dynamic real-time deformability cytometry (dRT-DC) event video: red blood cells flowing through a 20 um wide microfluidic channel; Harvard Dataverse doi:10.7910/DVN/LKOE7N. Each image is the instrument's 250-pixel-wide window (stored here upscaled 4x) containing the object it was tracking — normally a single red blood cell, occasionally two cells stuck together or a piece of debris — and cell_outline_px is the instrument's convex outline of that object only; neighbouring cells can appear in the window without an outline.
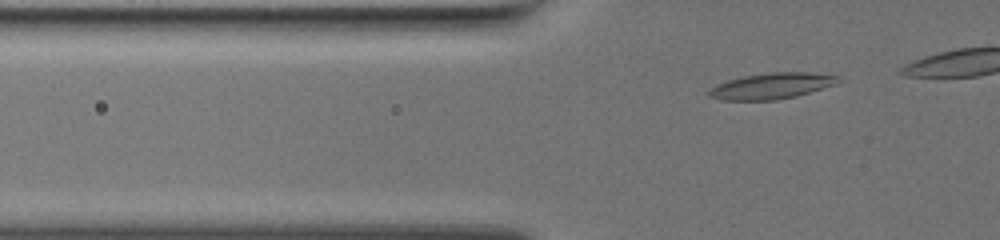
{"species": "common noctule bat (a hibernating species)", "species_latin": "Nyctalus noctula", "temperature_condition": "warm", "stored_images_in_passage": 20, "camera_frame_rate_fps": 3000, "um_per_image_px": 0.085, "animal": {"sex": "female", "body_mass_g": 19.5, "forearm_length_mm": 54.1}, "frame": {"image": 1, "passage_image": 4, "time_ms": 1.0, "image_size_px": [1000, 240], "cell_outline_px": [[840, 80], [836, 84], [796, 96], [776, 100], [724, 100], [708, 96], [708, 92], [716, 84], [728, 80], [744, 76], [768, 72], [808, 72], [840, 76]], "centroid_in_image_um": [65.6, 7.3], "position_along_channel_um": 60.2, "area_um2": 19.48}}
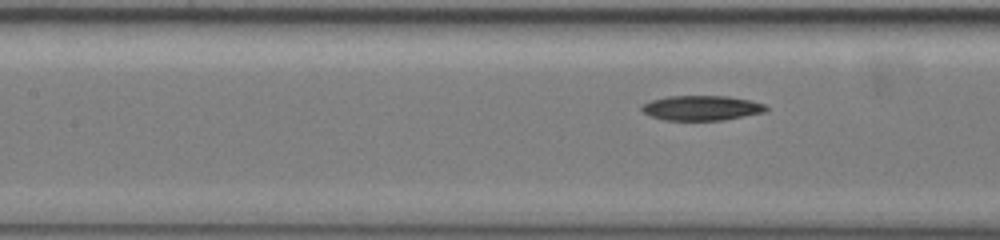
{"frame": {"image": 2, "passage_image": 13, "time_ms": 4.0, "image_size_px": [1000, 240], "cell_outline_px": [[768, 108], [764, 112], [724, 120], [664, 120], [652, 116], [644, 112], [640, 108], [640, 104], [652, 100], [668, 96], [728, 96], [752, 100], [764, 104]], "centroid_in_image_um": [59.63, 9.17], "position_along_channel_um": 147.8, "area_um2": 18.03}}
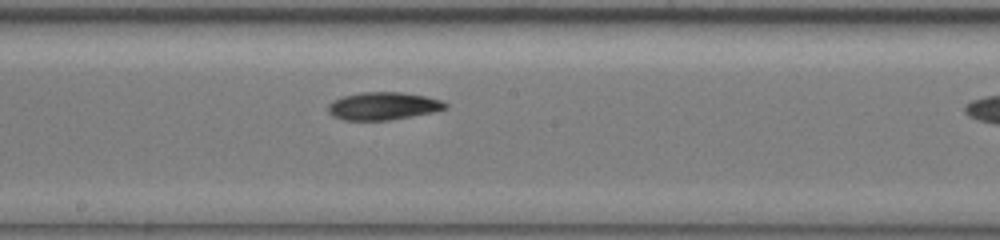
{"frame": {"image": 3, "passage_image": 19, "time_ms": 6.0, "image_size_px": [1000, 240], "cell_outline_px": [[448, 108], [432, 112], [412, 116], [388, 120], [344, 120], [332, 116], [328, 112], [328, 104], [332, 100], [344, 96], [360, 92], [400, 92], [424, 96], [440, 100], [448, 104]], "centroid_in_image_um": [32.54, 9.01], "position_along_channel_um": 215.7, "area_um2": 18.9}}